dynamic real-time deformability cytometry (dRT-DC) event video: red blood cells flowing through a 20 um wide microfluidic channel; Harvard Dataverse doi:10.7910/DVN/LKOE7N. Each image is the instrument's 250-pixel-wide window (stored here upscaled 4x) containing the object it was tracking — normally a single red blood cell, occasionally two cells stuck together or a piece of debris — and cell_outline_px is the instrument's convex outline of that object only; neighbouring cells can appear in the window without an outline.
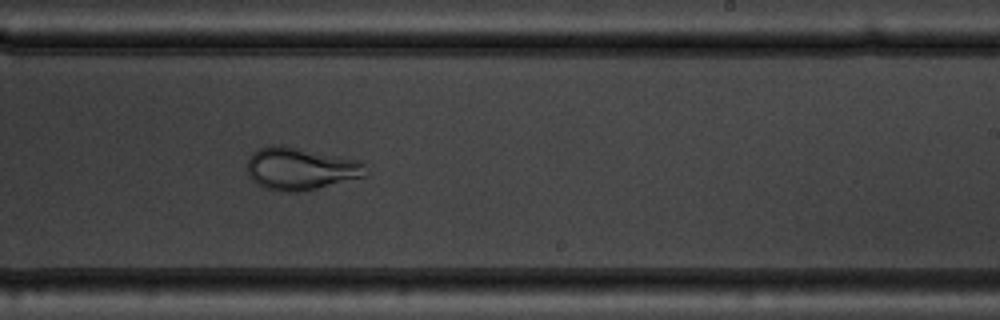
{"species": "common noctule bat (a hibernating species)", "species_latin": "Nyctalus noctula", "temperature_condition": "warm", "stored_images_in_passage": 36, "camera_frame_rate_fps": 3000, "um_per_image_px": 0.085, "animal": {"sex": "male", "body_mass_g": 19.5, "forearm_length_mm": 54.6}, "frame": {"image": 1, "passage_image": 16, "time_ms": 5.0, "image_size_px": [1000, 320], "cell_outline_px": [[368, 172], [364, 176], [304, 192], [280, 192], [264, 188], [256, 184], [248, 176], [248, 156], [252, 152], [260, 148], [272, 144], [284, 144], [360, 160], [364, 164]], "centroid_in_image_um": [25.52, 14.33], "position_along_channel_um": 263.5, "area_um2": 29.94}}
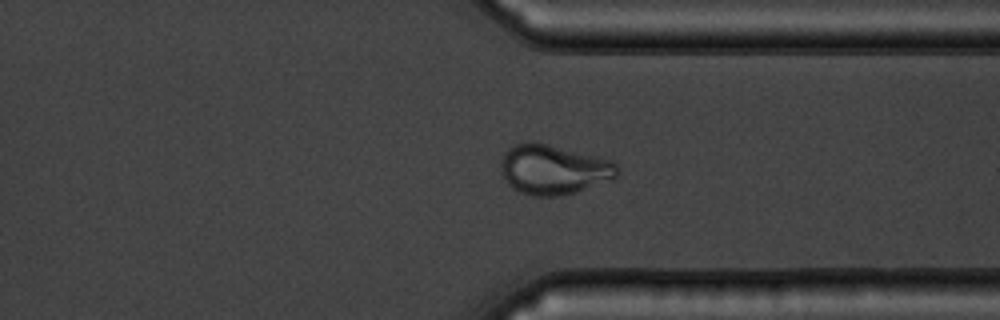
{"frame": {"image": 2, "passage_image": 24, "time_ms": 7.667, "image_size_px": [1000, 320], "cell_outline_px": [[620, 172], [612, 180], [576, 192], [560, 196], [532, 196], [520, 192], [512, 188], [504, 180], [500, 168], [500, 160], [504, 152], [508, 148], [516, 144], [548, 144], [612, 160], [620, 168]], "centroid_in_image_um": [47.06, 14.44], "position_along_channel_um": 364.3, "area_um2": 33.76}}
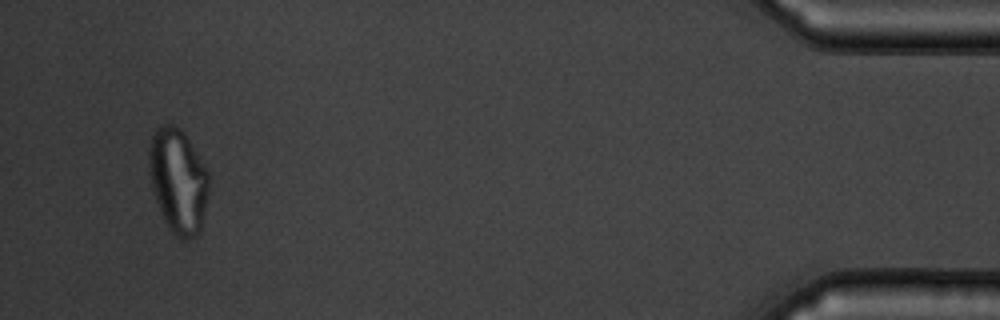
{"frame": {"image": 3, "passage_image": 34, "time_ms": 11.0, "image_size_px": [1000, 320], "cell_outline_px": [[208, 196], [200, 232], [196, 236], [188, 240], [180, 240], [168, 228], [160, 212], [152, 188], [148, 172], [148, 148], [152, 136], [156, 128], [164, 124], [172, 124], [184, 132], [208, 172]], "centroid_in_image_um": [15.12, 15.39], "position_along_channel_um": 420.1, "area_um2": 36.7}}